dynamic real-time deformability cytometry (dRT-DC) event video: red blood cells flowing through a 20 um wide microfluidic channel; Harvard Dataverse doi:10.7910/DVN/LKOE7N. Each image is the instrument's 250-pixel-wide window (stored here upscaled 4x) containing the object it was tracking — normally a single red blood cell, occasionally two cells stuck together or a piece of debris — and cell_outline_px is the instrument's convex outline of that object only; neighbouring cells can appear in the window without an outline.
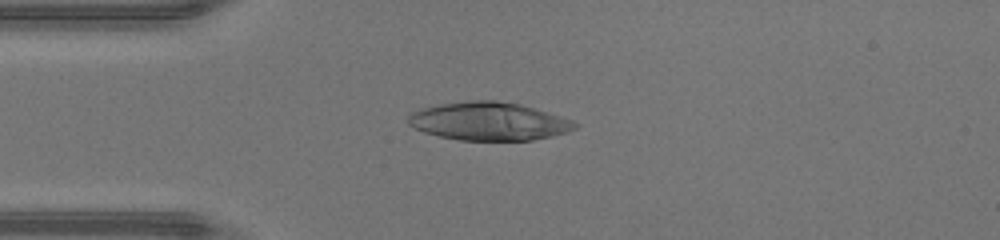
{"species": "human", "species_latin": "Homo sapiens", "temperature_condition": "warm", "stored_images_in_passage": 44, "camera_frame_rate_fps": 3000, "um_per_image_px": 0.085, "donor": {"sex": "male"}, "frame": {"image": 1, "passage_image": 10, "time_ms": 3.0, "image_size_px": [1000, 240], "cell_outline_px": [[576, 128], [552, 136], [532, 140], [460, 140], [440, 136], [424, 132], [408, 124], [408, 112], [420, 108], [440, 104], [468, 100], [496, 100], [520, 104], [572, 120], [576, 124]], "centroid_in_image_um": [41.49, 10.3], "position_along_channel_um": 43.5, "area_um2": 36.88}}
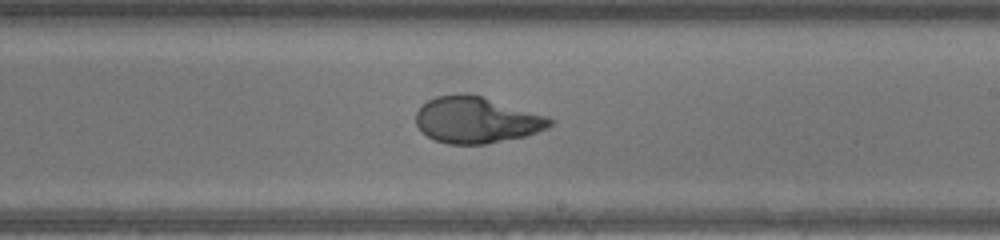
{"frame": {"image": 2, "passage_image": 25, "time_ms": 8.0, "image_size_px": [1000, 240], "cell_outline_px": [[556, 120], [548, 128], [524, 136], [484, 144], [448, 144], [436, 140], [420, 132], [416, 124], [416, 112], [420, 104], [436, 96], [460, 92], [464, 92], [484, 96], [548, 116]], "centroid_in_image_um": [40.48, 10.17], "position_along_channel_um": 248.5, "area_um2": 36.65}}
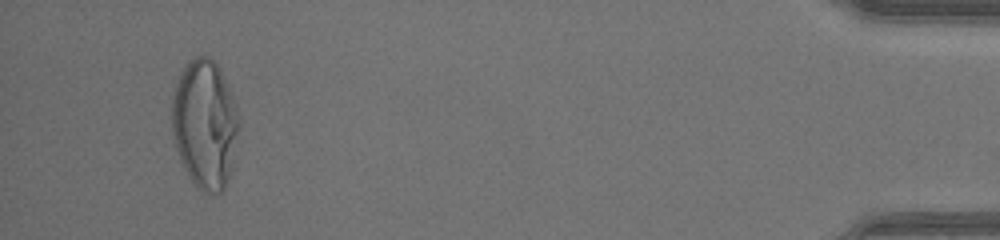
{"frame": {"image": 3, "passage_image": 42, "time_ms": 13.667, "image_size_px": [1000, 240], "cell_outline_px": [[240, 128], [232, 168], [228, 180], [224, 188], [220, 192], [204, 192], [192, 180], [180, 160], [176, 148], [172, 132], [172, 96], [176, 80], [180, 72], [192, 56], [208, 56], [216, 64], [232, 96], [240, 120]], "centroid_in_image_um": [17.41, 10.53], "position_along_channel_um": 417.8, "area_um2": 50.23}, "authors_computed_cell_mechanics": {"area_um2": 38.0613, "velocity_mm_per_s": 4.4481, "shape_relaxation_time_tau1_ms": 5.5387, "shape_relaxation_time_tau2_ms": null, "deformation_change_tau1": 0.3372, "deformation_change_tau2": null}}